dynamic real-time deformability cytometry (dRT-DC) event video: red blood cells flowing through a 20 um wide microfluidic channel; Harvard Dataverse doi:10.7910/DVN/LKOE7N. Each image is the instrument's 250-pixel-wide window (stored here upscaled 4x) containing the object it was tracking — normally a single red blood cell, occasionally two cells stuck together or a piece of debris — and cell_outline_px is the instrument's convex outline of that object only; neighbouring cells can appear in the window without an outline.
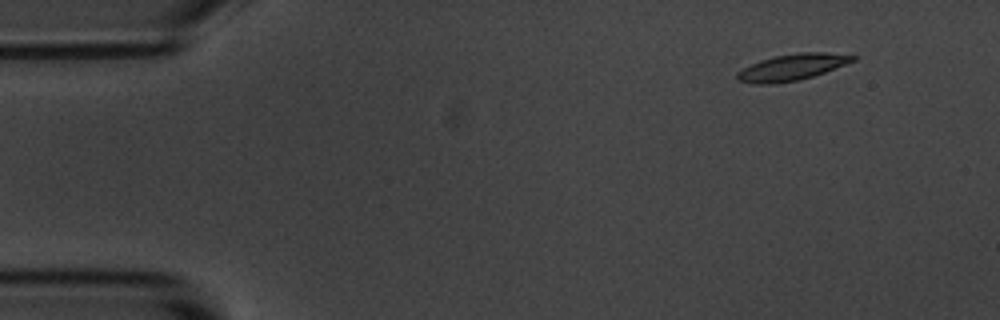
{"species": "common noctule bat (a hibernating species)", "species_latin": "Nyctalus noctula", "temperature_condition": "room temperature", "stored_images_in_passage": 4, "camera_frame_rate_fps": 3000, "um_per_image_px": 0.085, "animal": {"sex": "male", "body_mass_g": 20.1, "forearm_length_mm": 53.5}, "frame": {"image": 1, "passage_image": 1, "time_ms": 0.0, "image_size_px": [1000, 320], "cell_outline_px": [[856, 60], [824, 72], [812, 76], [796, 80], [772, 84], [756, 84], [736, 80], [736, 72], [760, 60], [776, 56], [800, 52], [824, 52], [856, 56]], "centroid_in_image_um": [67.29, 5.71], "position_along_channel_um": 17.7, "area_um2": 17.46}}
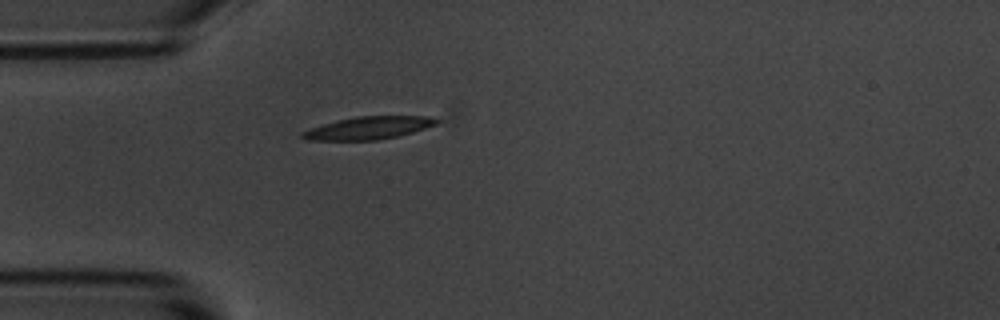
{"frame": {"image": 2, "passage_image": 4, "time_ms": 3.333, "image_size_px": [1000, 320], "cell_outline_px": [[440, 120], [436, 124], [412, 132], [396, 136], [376, 140], [308, 140], [300, 136], [300, 132], [336, 120], [356, 116], [432, 116]], "centroid_in_image_um": [31.32, 10.87], "position_along_channel_um": 53.7, "area_um2": 17.57}}